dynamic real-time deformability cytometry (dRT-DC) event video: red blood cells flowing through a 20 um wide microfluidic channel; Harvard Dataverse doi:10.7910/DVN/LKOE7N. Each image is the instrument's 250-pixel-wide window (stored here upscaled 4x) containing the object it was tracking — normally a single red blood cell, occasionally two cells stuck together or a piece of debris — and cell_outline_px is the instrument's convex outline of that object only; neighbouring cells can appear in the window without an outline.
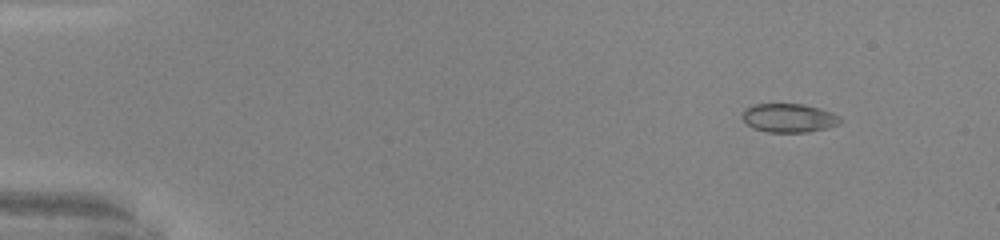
{"species": "common noctule bat (a hibernating species)", "species_latin": "Nyctalus noctula", "temperature_condition": "warm", "stored_images_in_passage": 47, "camera_frame_rate_fps": 3000, "um_per_image_px": 0.085, "animal": {"sex": "male", "body_mass_g": 20.0, "forearm_length_mm": 53.3}, "frame": {"image": 1, "passage_image": 2, "time_ms": 0.333, "image_size_px": [1000, 240], "cell_outline_px": [[840, 124], [828, 128], [808, 132], [768, 132], [756, 128], [748, 124], [744, 120], [744, 108], [752, 104], [804, 104], [820, 108], [832, 112], [840, 116]], "centroid_in_image_um": [67.1, 10.02], "position_along_channel_um": 17.9, "area_um2": 16.36}}
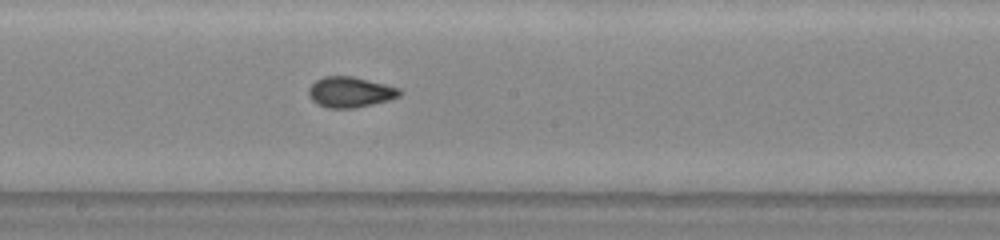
{"frame": {"image": 2, "passage_image": 25, "time_ms": 8.0, "image_size_px": [1000, 240], "cell_outline_px": [[404, 92], [400, 96], [388, 100], [352, 108], [328, 108], [316, 104], [312, 100], [308, 92], [308, 88], [316, 80], [324, 76], [352, 76], [400, 88]], "centroid_in_image_um": [29.76, 7.82], "position_along_channel_um": 218.4, "area_um2": 16.13}}
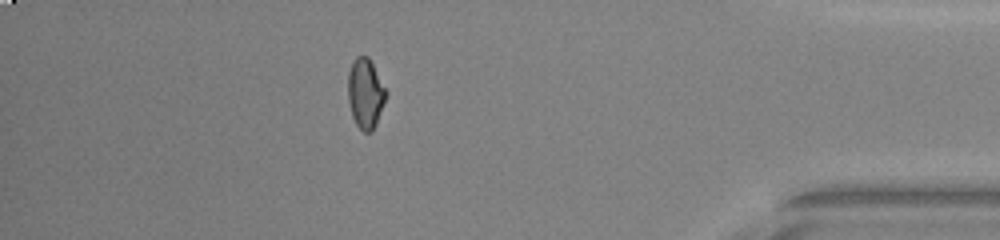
{"frame": {"image": 3, "passage_image": 41, "time_ms": 13.333, "image_size_px": [1000, 240], "cell_outline_px": [[388, 92], [376, 124], [372, 132], [364, 132], [356, 124], [352, 116], [348, 100], [348, 72], [352, 60], [356, 56], [368, 56]], "centroid_in_image_um": [31.05, 7.92], "position_along_channel_um": 404.1, "area_um2": 15.55}, "authors_computed_cell_mechanics": {"area_um2": 15.895, "velocity_mm_per_s": 4.1964, "shape_relaxation_time_tau1_ms": 4.8434, "shape_relaxation_time_tau2_ms": 0.7309, "deformation_change_tau1": 0.1543, "deformation_change_tau2": 0.0489}}